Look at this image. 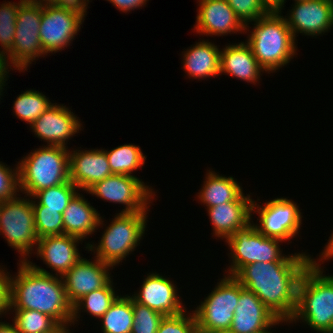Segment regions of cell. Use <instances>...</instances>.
Here are the masks:
<instances>
[{"label": "cell", "instance_id": "cell-13", "mask_svg": "<svg viewBox=\"0 0 333 333\" xmlns=\"http://www.w3.org/2000/svg\"><path fill=\"white\" fill-rule=\"evenodd\" d=\"M259 205L252 201V212L259 216L257 230L266 237L288 241L299 235L302 212L292 199L278 197Z\"/></svg>", "mask_w": 333, "mask_h": 333}, {"label": "cell", "instance_id": "cell-29", "mask_svg": "<svg viewBox=\"0 0 333 333\" xmlns=\"http://www.w3.org/2000/svg\"><path fill=\"white\" fill-rule=\"evenodd\" d=\"M104 151L112 174L135 176L133 172L142 168L147 158L139 146L130 143Z\"/></svg>", "mask_w": 333, "mask_h": 333}, {"label": "cell", "instance_id": "cell-47", "mask_svg": "<svg viewBox=\"0 0 333 333\" xmlns=\"http://www.w3.org/2000/svg\"><path fill=\"white\" fill-rule=\"evenodd\" d=\"M282 324V323H289V322H287V321H284V320H280V319H278L270 328H268L267 330H265V331H263V332H258V333H272V331H270L271 330V328H274L273 326H275L276 327V325H278L279 326V324ZM270 329V330H269Z\"/></svg>", "mask_w": 333, "mask_h": 333}, {"label": "cell", "instance_id": "cell-34", "mask_svg": "<svg viewBox=\"0 0 333 333\" xmlns=\"http://www.w3.org/2000/svg\"><path fill=\"white\" fill-rule=\"evenodd\" d=\"M25 0L0 4V61L11 51L16 31L17 12Z\"/></svg>", "mask_w": 333, "mask_h": 333}, {"label": "cell", "instance_id": "cell-38", "mask_svg": "<svg viewBox=\"0 0 333 333\" xmlns=\"http://www.w3.org/2000/svg\"><path fill=\"white\" fill-rule=\"evenodd\" d=\"M19 191L18 162L13 169L0 161V201L16 198L17 195H20Z\"/></svg>", "mask_w": 333, "mask_h": 333}, {"label": "cell", "instance_id": "cell-42", "mask_svg": "<svg viewBox=\"0 0 333 333\" xmlns=\"http://www.w3.org/2000/svg\"><path fill=\"white\" fill-rule=\"evenodd\" d=\"M9 71L11 70H9L8 67L0 61V99L1 96H3L2 94L4 93L3 90L5 88V85H7L6 81L8 80L7 78H9Z\"/></svg>", "mask_w": 333, "mask_h": 333}, {"label": "cell", "instance_id": "cell-21", "mask_svg": "<svg viewBox=\"0 0 333 333\" xmlns=\"http://www.w3.org/2000/svg\"><path fill=\"white\" fill-rule=\"evenodd\" d=\"M277 320L278 318L271 313L255 293L243 288L239 295L230 331L232 333L263 332Z\"/></svg>", "mask_w": 333, "mask_h": 333}, {"label": "cell", "instance_id": "cell-17", "mask_svg": "<svg viewBox=\"0 0 333 333\" xmlns=\"http://www.w3.org/2000/svg\"><path fill=\"white\" fill-rule=\"evenodd\" d=\"M177 285L159 273H148L132 298L163 316L179 315L186 310L178 295Z\"/></svg>", "mask_w": 333, "mask_h": 333}, {"label": "cell", "instance_id": "cell-49", "mask_svg": "<svg viewBox=\"0 0 333 333\" xmlns=\"http://www.w3.org/2000/svg\"><path fill=\"white\" fill-rule=\"evenodd\" d=\"M1 209H2V201H0V212H1Z\"/></svg>", "mask_w": 333, "mask_h": 333}, {"label": "cell", "instance_id": "cell-39", "mask_svg": "<svg viewBox=\"0 0 333 333\" xmlns=\"http://www.w3.org/2000/svg\"><path fill=\"white\" fill-rule=\"evenodd\" d=\"M0 265V316L8 314L9 310V272ZM7 312V313H6Z\"/></svg>", "mask_w": 333, "mask_h": 333}, {"label": "cell", "instance_id": "cell-16", "mask_svg": "<svg viewBox=\"0 0 333 333\" xmlns=\"http://www.w3.org/2000/svg\"><path fill=\"white\" fill-rule=\"evenodd\" d=\"M93 259L89 261L82 257L62 276L66 297L72 306L84 295L105 287L112 280L110 270L114 267L98 258Z\"/></svg>", "mask_w": 333, "mask_h": 333}, {"label": "cell", "instance_id": "cell-11", "mask_svg": "<svg viewBox=\"0 0 333 333\" xmlns=\"http://www.w3.org/2000/svg\"><path fill=\"white\" fill-rule=\"evenodd\" d=\"M1 234L7 241L8 246L14 248L20 254L19 261H27L30 257L29 254H32L38 242L30 196L24 195V197H21V195H18L14 199L2 202L0 212Z\"/></svg>", "mask_w": 333, "mask_h": 333}, {"label": "cell", "instance_id": "cell-23", "mask_svg": "<svg viewBox=\"0 0 333 333\" xmlns=\"http://www.w3.org/2000/svg\"><path fill=\"white\" fill-rule=\"evenodd\" d=\"M264 71L246 42L227 44L220 51V75L224 73L256 85Z\"/></svg>", "mask_w": 333, "mask_h": 333}, {"label": "cell", "instance_id": "cell-20", "mask_svg": "<svg viewBox=\"0 0 333 333\" xmlns=\"http://www.w3.org/2000/svg\"><path fill=\"white\" fill-rule=\"evenodd\" d=\"M81 241L66 234L45 236L38 239L35 255L54 271L53 275L62 277L82 258L77 247Z\"/></svg>", "mask_w": 333, "mask_h": 333}, {"label": "cell", "instance_id": "cell-12", "mask_svg": "<svg viewBox=\"0 0 333 333\" xmlns=\"http://www.w3.org/2000/svg\"><path fill=\"white\" fill-rule=\"evenodd\" d=\"M146 185L137 176L111 174L102 181L96 182L86 193L102 200L123 204L121 213L145 211L155 198L154 188ZM125 205V206H124Z\"/></svg>", "mask_w": 333, "mask_h": 333}, {"label": "cell", "instance_id": "cell-30", "mask_svg": "<svg viewBox=\"0 0 333 333\" xmlns=\"http://www.w3.org/2000/svg\"><path fill=\"white\" fill-rule=\"evenodd\" d=\"M52 103L42 92L29 89L19 94L13 104V114L21 121L31 125Z\"/></svg>", "mask_w": 333, "mask_h": 333}, {"label": "cell", "instance_id": "cell-46", "mask_svg": "<svg viewBox=\"0 0 333 333\" xmlns=\"http://www.w3.org/2000/svg\"><path fill=\"white\" fill-rule=\"evenodd\" d=\"M71 324H60L56 329L47 333H71L69 330Z\"/></svg>", "mask_w": 333, "mask_h": 333}, {"label": "cell", "instance_id": "cell-44", "mask_svg": "<svg viewBox=\"0 0 333 333\" xmlns=\"http://www.w3.org/2000/svg\"><path fill=\"white\" fill-rule=\"evenodd\" d=\"M32 3H37L42 6L44 5H54V4H63L68 2H85L86 0H25Z\"/></svg>", "mask_w": 333, "mask_h": 333}, {"label": "cell", "instance_id": "cell-2", "mask_svg": "<svg viewBox=\"0 0 333 333\" xmlns=\"http://www.w3.org/2000/svg\"><path fill=\"white\" fill-rule=\"evenodd\" d=\"M19 262L17 273H9V310H37L59 324H71L72 305L62 277L29 260Z\"/></svg>", "mask_w": 333, "mask_h": 333}, {"label": "cell", "instance_id": "cell-18", "mask_svg": "<svg viewBox=\"0 0 333 333\" xmlns=\"http://www.w3.org/2000/svg\"><path fill=\"white\" fill-rule=\"evenodd\" d=\"M198 14L194 31L205 36H226L244 33L246 25L234 13L226 0H197Z\"/></svg>", "mask_w": 333, "mask_h": 333}, {"label": "cell", "instance_id": "cell-15", "mask_svg": "<svg viewBox=\"0 0 333 333\" xmlns=\"http://www.w3.org/2000/svg\"><path fill=\"white\" fill-rule=\"evenodd\" d=\"M64 104L54 103L31 125L32 132L47 146H63L82 130V123Z\"/></svg>", "mask_w": 333, "mask_h": 333}, {"label": "cell", "instance_id": "cell-27", "mask_svg": "<svg viewBox=\"0 0 333 333\" xmlns=\"http://www.w3.org/2000/svg\"><path fill=\"white\" fill-rule=\"evenodd\" d=\"M113 286V280H111L105 287L96 289L86 295H84L80 300H78L72 306V319L71 325L73 326L79 322L80 312L89 313L95 318L100 319L110 308L111 304L119 296ZM78 318V319H77Z\"/></svg>", "mask_w": 333, "mask_h": 333}, {"label": "cell", "instance_id": "cell-25", "mask_svg": "<svg viewBox=\"0 0 333 333\" xmlns=\"http://www.w3.org/2000/svg\"><path fill=\"white\" fill-rule=\"evenodd\" d=\"M183 51V68L187 76L204 80L220 75L219 47L208 40H200Z\"/></svg>", "mask_w": 333, "mask_h": 333}, {"label": "cell", "instance_id": "cell-43", "mask_svg": "<svg viewBox=\"0 0 333 333\" xmlns=\"http://www.w3.org/2000/svg\"><path fill=\"white\" fill-rule=\"evenodd\" d=\"M269 11H281L285 0H261Z\"/></svg>", "mask_w": 333, "mask_h": 333}, {"label": "cell", "instance_id": "cell-40", "mask_svg": "<svg viewBox=\"0 0 333 333\" xmlns=\"http://www.w3.org/2000/svg\"><path fill=\"white\" fill-rule=\"evenodd\" d=\"M115 6L119 11L128 13L140 7H144L149 0H106Z\"/></svg>", "mask_w": 333, "mask_h": 333}, {"label": "cell", "instance_id": "cell-7", "mask_svg": "<svg viewBox=\"0 0 333 333\" xmlns=\"http://www.w3.org/2000/svg\"><path fill=\"white\" fill-rule=\"evenodd\" d=\"M149 207L143 212L117 213L100 237L96 245L87 243L86 249L93 251L95 258L115 268L130 255L143 239ZM96 246V247H95Z\"/></svg>", "mask_w": 333, "mask_h": 333}, {"label": "cell", "instance_id": "cell-3", "mask_svg": "<svg viewBox=\"0 0 333 333\" xmlns=\"http://www.w3.org/2000/svg\"><path fill=\"white\" fill-rule=\"evenodd\" d=\"M323 269L312 261L303 272L296 311L289 325L301 320L317 333H333V275L323 274Z\"/></svg>", "mask_w": 333, "mask_h": 333}, {"label": "cell", "instance_id": "cell-36", "mask_svg": "<svg viewBox=\"0 0 333 333\" xmlns=\"http://www.w3.org/2000/svg\"><path fill=\"white\" fill-rule=\"evenodd\" d=\"M234 13L246 25L245 33L250 31L249 24L269 12L261 0H226Z\"/></svg>", "mask_w": 333, "mask_h": 333}, {"label": "cell", "instance_id": "cell-19", "mask_svg": "<svg viewBox=\"0 0 333 333\" xmlns=\"http://www.w3.org/2000/svg\"><path fill=\"white\" fill-rule=\"evenodd\" d=\"M111 174L104 149L69 150V178L79 190L86 192Z\"/></svg>", "mask_w": 333, "mask_h": 333}, {"label": "cell", "instance_id": "cell-37", "mask_svg": "<svg viewBox=\"0 0 333 333\" xmlns=\"http://www.w3.org/2000/svg\"><path fill=\"white\" fill-rule=\"evenodd\" d=\"M157 333H198L193 311L189 313L185 310L179 315L164 316Z\"/></svg>", "mask_w": 333, "mask_h": 333}, {"label": "cell", "instance_id": "cell-28", "mask_svg": "<svg viewBox=\"0 0 333 333\" xmlns=\"http://www.w3.org/2000/svg\"><path fill=\"white\" fill-rule=\"evenodd\" d=\"M100 321L103 333H131L134 323L131 295H119Z\"/></svg>", "mask_w": 333, "mask_h": 333}, {"label": "cell", "instance_id": "cell-33", "mask_svg": "<svg viewBox=\"0 0 333 333\" xmlns=\"http://www.w3.org/2000/svg\"><path fill=\"white\" fill-rule=\"evenodd\" d=\"M80 191L74 184L68 182L43 189L37 192L33 197L45 206V209L58 210L64 212L72 198Z\"/></svg>", "mask_w": 333, "mask_h": 333}, {"label": "cell", "instance_id": "cell-26", "mask_svg": "<svg viewBox=\"0 0 333 333\" xmlns=\"http://www.w3.org/2000/svg\"><path fill=\"white\" fill-rule=\"evenodd\" d=\"M205 178L197 198L207 208L236 201L243 194L240 183L232 176L225 177L210 169Z\"/></svg>", "mask_w": 333, "mask_h": 333}, {"label": "cell", "instance_id": "cell-9", "mask_svg": "<svg viewBox=\"0 0 333 333\" xmlns=\"http://www.w3.org/2000/svg\"><path fill=\"white\" fill-rule=\"evenodd\" d=\"M215 288L193 310L198 333L230 330L238 306L240 282L231 275H224Z\"/></svg>", "mask_w": 333, "mask_h": 333}, {"label": "cell", "instance_id": "cell-35", "mask_svg": "<svg viewBox=\"0 0 333 333\" xmlns=\"http://www.w3.org/2000/svg\"><path fill=\"white\" fill-rule=\"evenodd\" d=\"M132 309L134 323L131 333H157L159 324L164 318L162 314L137 303L133 298Z\"/></svg>", "mask_w": 333, "mask_h": 333}, {"label": "cell", "instance_id": "cell-14", "mask_svg": "<svg viewBox=\"0 0 333 333\" xmlns=\"http://www.w3.org/2000/svg\"><path fill=\"white\" fill-rule=\"evenodd\" d=\"M286 15L284 18L295 40L298 33L322 36L333 27V0L295 1Z\"/></svg>", "mask_w": 333, "mask_h": 333}, {"label": "cell", "instance_id": "cell-8", "mask_svg": "<svg viewBox=\"0 0 333 333\" xmlns=\"http://www.w3.org/2000/svg\"><path fill=\"white\" fill-rule=\"evenodd\" d=\"M89 2L43 6L39 37L46 56L61 52L72 43L84 22Z\"/></svg>", "mask_w": 333, "mask_h": 333}, {"label": "cell", "instance_id": "cell-24", "mask_svg": "<svg viewBox=\"0 0 333 333\" xmlns=\"http://www.w3.org/2000/svg\"><path fill=\"white\" fill-rule=\"evenodd\" d=\"M103 217L90 202L78 192L63 212L64 234L84 240L103 228Z\"/></svg>", "mask_w": 333, "mask_h": 333}, {"label": "cell", "instance_id": "cell-1", "mask_svg": "<svg viewBox=\"0 0 333 333\" xmlns=\"http://www.w3.org/2000/svg\"><path fill=\"white\" fill-rule=\"evenodd\" d=\"M311 262H255L234 277L280 320L290 322L297 307L298 284Z\"/></svg>", "mask_w": 333, "mask_h": 333}, {"label": "cell", "instance_id": "cell-6", "mask_svg": "<svg viewBox=\"0 0 333 333\" xmlns=\"http://www.w3.org/2000/svg\"><path fill=\"white\" fill-rule=\"evenodd\" d=\"M18 162L20 193L33 197L37 192L68 182L69 149L43 145Z\"/></svg>", "mask_w": 333, "mask_h": 333}, {"label": "cell", "instance_id": "cell-48", "mask_svg": "<svg viewBox=\"0 0 333 333\" xmlns=\"http://www.w3.org/2000/svg\"><path fill=\"white\" fill-rule=\"evenodd\" d=\"M212 333H232L230 330H225V331H216Z\"/></svg>", "mask_w": 333, "mask_h": 333}, {"label": "cell", "instance_id": "cell-41", "mask_svg": "<svg viewBox=\"0 0 333 333\" xmlns=\"http://www.w3.org/2000/svg\"><path fill=\"white\" fill-rule=\"evenodd\" d=\"M327 245L324 247V250H322L321 254L319 255V259L313 258V262L318 263V264H324L325 260H331L333 258V232L331 237H329L328 242L326 243ZM319 260V261H318ZM323 260V261H322Z\"/></svg>", "mask_w": 333, "mask_h": 333}, {"label": "cell", "instance_id": "cell-32", "mask_svg": "<svg viewBox=\"0 0 333 333\" xmlns=\"http://www.w3.org/2000/svg\"><path fill=\"white\" fill-rule=\"evenodd\" d=\"M31 199L38 239L45 236L64 235L63 214L58 210L45 209V206L34 197Z\"/></svg>", "mask_w": 333, "mask_h": 333}, {"label": "cell", "instance_id": "cell-4", "mask_svg": "<svg viewBox=\"0 0 333 333\" xmlns=\"http://www.w3.org/2000/svg\"><path fill=\"white\" fill-rule=\"evenodd\" d=\"M281 12L269 11L252 21L253 29L245 41L268 74L280 70L297 55L296 41Z\"/></svg>", "mask_w": 333, "mask_h": 333}, {"label": "cell", "instance_id": "cell-5", "mask_svg": "<svg viewBox=\"0 0 333 333\" xmlns=\"http://www.w3.org/2000/svg\"><path fill=\"white\" fill-rule=\"evenodd\" d=\"M231 250V265L227 275L235 276L244 266L255 262H312L313 258L305 252L285 255L281 244L284 241L266 237L257 230L253 220L238 229L226 241Z\"/></svg>", "mask_w": 333, "mask_h": 333}, {"label": "cell", "instance_id": "cell-22", "mask_svg": "<svg viewBox=\"0 0 333 333\" xmlns=\"http://www.w3.org/2000/svg\"><path fill=\"white\" fill-rule=\"evenodd\" d=\"M244 193L236 200L207 208L209 221L212 223L213 235L225 241L238 229L245 227L252 220V201Z\"/></svg>", "mask_w": 333, "mask_h": 333}, {"label": "cell", "instance_id": "cell-45", "mask_svg": "<svg viewBox=\"0 0 333 333\" xmlns=\"http://www.w3.org/2000/svg\"><path fill=\"white\" fill-rule=\"evenodd\" d=\"M0 333H19L14 323L0 321Z\"/></svg>", "mask_w": 333, "mask_h": 333}, {"label": "cell", "instance_id": "cell-31", "mask_svg": "<svg viewBox=\"0 0 333 333\" xmlns=\"http://www.w3.org/2000/svg\"><path fill=\"white\" fill-rule=\"evenodd\" d=\"M12 312L15 313L12 322L19 333H47L60 325L54 318L37 310H10L9 314Z\"/></svg>", "mask_w": 333, "mask_h": 333}, {"label": "cell", "instance_id": "cell-10", "mask_svg": "<svg viewBox=\"0 0 333 333\" xmlns=\"http://www.w3.org/2000/svg\"><path fill=\"white\" fill-rule=\"evenodd\" d=\"M42 11L43 6L37 3L24 1L20 5L12 49L1 60L9 69L24 72L36 58L45 57L39 37Z\"/></svg>", "mask_w": 333, "mask_h": 333}]
</instances>
